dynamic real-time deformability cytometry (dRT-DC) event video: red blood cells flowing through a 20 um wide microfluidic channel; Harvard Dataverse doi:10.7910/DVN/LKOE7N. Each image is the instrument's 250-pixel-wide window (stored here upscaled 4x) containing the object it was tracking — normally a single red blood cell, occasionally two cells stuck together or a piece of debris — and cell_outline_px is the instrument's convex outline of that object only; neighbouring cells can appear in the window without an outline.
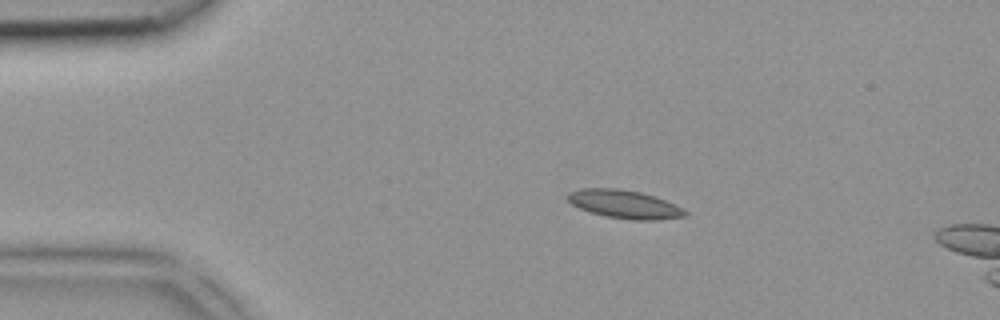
{"species": "common noctule bat (a hibernating species)", "species_latin": "Nyctalus noctula", "temperature_condition": "room temperature", "stored_images_in_passage": 2, "camera_frame_rate_fps": 3000, "um_per_image_px": 0.085, "animal": {"sex": "female", "body_mass_g": 18.4}, "frame": {"image": 1, "passage_image": 1, "time_ms": 0.0, "image_size_px": [1000, 320], "cell_outline_px": [[688, 216], [656, 220], [632, 220], [604, 216], [580, 208], [572, 204], [564, 196], [568, 192], [580, 188], [620, 188], [640, 192], [676, 204], [684, 208], [688, 212]], "centroid_in_image_um": [53.08, 17.36], "position_along_channel_um": 31.9, "area_um2": 19.54}}